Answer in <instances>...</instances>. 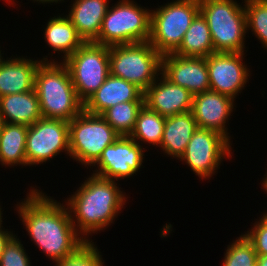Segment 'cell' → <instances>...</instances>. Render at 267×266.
Listing matches in <instances>:
<instances>
[{"label": "cell", "mask_w": 267, "mask_h": 266, "mask_svg": "<svg viewBox=\"0 0 267 266\" xmlns=\"http://www.w3.org/2000/svg\"><path fill=\"white\" fill-rule=\"evenodd\" d=\"M244 3L247 31L251 28L267 49V0H244Z\"/></svg>", "instance_id": "27"}, {"label": "cell", "mask_w": 267, "mask_h": 266, "mask_svg": "<svg viewBox=\"0 0 267 266\" xmlns=\"http://www.w3.org/2000/svg\"><path fill=\"white\" fill-rule=\"evenodd\" d=\"M34 89L43 118L70 122L84 109L63 62L42 61L35 73Z\"/></svg>", "instance_id": "3"}, {"label": "cell", "mask_w": 267, "mask_h": 266, "mask_svg": "<svg viewBox=\"0 0 267 266\" xmlns=\"http://www.w3.org/2000/svg\"><path fill=\"white\" fill-rule=\"evenodd\" d=\"M214 53V45L206 19L199 12L192 20L183 41L174 54L184 57H208Z\"/></svg>", "instance_id": "24"}, {"label": "cell", "mask_w": 267, "mask_h": 266, "mask_svg": "<svg viewBox=\"0 0 267 266\" xmlns=\"http://www.w3.org/2000/svg\"><path fill=\"white\" fill-rule=\"evenodd\" d=\"M3 60H4V59H3V57H2L1 50H0V65H1V63H2Z\"/></svg>", "instance_id": "38"}, {"label": "cell", "mask_w": 267, "mask_h": 266, "mask_svg": "<svg viewBox=\"0 0 267 266\" xmlns=\"http://www.w3.org/2000/svg\"><path fill=\"white\" fill-rule=\"evenodd\" d=\"M227 248L222 266H256L258 255L244 234Z\"/></svg>", "instance_id": "28"}, {"label": "cell", "mask_w": 267, "mask_h": 266, "mask_svg": "<svg viewBox=\"0 0 267 266\" xmlns=\"http://www.w3.org/2000/svg\"><path fill=\"white\" fill-rule=\"evenodd\" d=\"M144 101V92L136 85L112 75L84 103V110L101 115L108 108L121 102Z\"/></svg>", "instance_id": "17"}, {"label": "cell", "mask_w": 267, "mask_h": 266, "mask_svg": "<svg viewBox=\"0 0 267 266\" xmlns=\"http://www.w3.org/2000/svg\"><path fill=\"white\" fill-rule=\"evenodd\" d=\"M44 32V39L49 47L64 54L63 61L84 43L67 15L50 18Z\"/></svg>", "instance_id": "22"}, {"label": "cell", "mask_w": 267, "mask_h": 266, "mask_svg": "<svg viewBox=\"0 0 267 266\" xmlns=\"http://www.w3.org/2000/svg\"><path fill=\"white\" fill-rule=\"evenodd\" d=\"M100 253L94 242L87 241L73 254L58 261L56 266H103L104 260Z\"/></svg>", "instance_id": "29"}, {"label": "cell", "mask_w": 267, "mask_h": 266, "mask_svg": "<svg viewBox=\"0 0 267 266\" xmlns=\"http://www.w3.org/2000/svg\"><path fill=\"white\" fill-rule=\"evenodd\" d=\"M230 144L231 142L222 134L198 128L179 159L185 161L195 175L209 179L224 158H232Z\"/></svg>", "instance_id": "10"}, {"label": "cell", "mask_w": 267, "mask_h": 266, "mask_svg": "<svg viewBox=\"0 0 267 266\" xmlns=\"http://www.w3.org/2000/svg\"><path fill=\"white\" fill-rule=\"evenodd\" d=\"M246 238L254 246L258 256L267 255V212L263 214L259 221L255 222L251 230L245 234Z\"/></svg>", "instance_id": "31"}, {"label": "cell", "mask_w": 267, "mask_h": 266, "mask_svg": "<svg viewBox=\"0 0 267 266\" xmlns=\"http://www.w3.org/2000/svg\"><path fill=\"white\" fill-rule=\"evenodd\" d=\"M244 52H214L206 57L210 90L234 100L248 82L249 70L242 61ZM239 92V93H238Z\"/></svg>", "instance_id": "13"}, {"label": "cell", "mask_w": 267, "mask_h": 266, "mask_svg": "<svg viewBox=\"0 0 267 266\" xmlns=\"http://www.w3.org/2000/svg\"><path fill=\"white\" fill-rule=\"evenodd\" d=\"M256 266H267V255L258 256Z\"/></svg>", "instance_id": "33"}, {"label": "cell", "mask_w": 267, "mask_h": 266, "mask_svg": "<svg viewBox=\"0 0 267 266\" xmlns=\"http://www.w3.org/2000/svg\"><path fill=\"white\" fill-rule=\"evenodd\" d=\"M150 23L151 10L132 0H119L109 7L94 43L113 46L149 41Z\"/></svg>", "instance_id": "6"}, {"label": "cell", "mask_w": 267, "mask_h": 266, "mask_svg": "<svg viewBox=\"0 0 267 266\" xmlns=\"http://www.w3.org/2000/svg\"><path fill=\"white\" fill-rule=\"evenodd\" d=\"M69 70L79 100L84 104L110 75L109 46L84 42L62 61Z\"/></svg>", "instance_id": "9"}, {"label": "cell", "mask_w": 267, "mask_h": 266, "mask_svg": "<svg viewBox=\"0 0 267 266\" xmlns=\"http://www.w3.org/2000/svg\"><path fill=\"white\" fill-rule=\"evenodd\" d=\"M83 183L65 203L76 232L87 242L91 241L89 234L100 232L113 223L123 209L127 195L114 180L94 174Z\"/></svg>", "instance_id": "2"}, {"label": "cell", "mask_w": 267, "mask_h": 266, "mask_svg": "<svg viewBox=\"0 0 267 266\" xmlns=\"http://www.w3.org/2000/svg\"><path fill=\"white\" fill-rule=\"evenodd\" d=\"M3 124H4V121H3L2 117L0 116V133H1V130H2Z\"/></svg>", "instance_id": "37"}, {"label": "cell", "mask_w": 267, "mask_h": 266, "mask_svg": "<svg viewBox=\"0 0 267 266\" xmlns=\"http://www.w3.org/2000/svg\"><path fill=\"white\" fill-rule=\"evenodd\" d=\"M1 210H2V208H1V206H0V228L3 227V226H1V225H2V222H3V221H2V214H3V213H2Z\"/></svg>", "instance_id": "36"}, {"label": "cell", "mask_w": 267, "mask_h": 266, "mask_svg": "<svg viewBox=\"0 0 267 266\" xmlns=\"http://www.w3.org/2000/svg\"><path fill=\"white\" fill-rule=\"evenodd\" d=\"M42 61L49 60L44 57L38 61L23 56L4 58L0 65V97L33 90L35 73Z\"/></svg>", "instance_id": "18"}, {"label": "cell", "mask_w": 267, "mask_h": 266, "mask_svg": "<svg viewBox=\"0 0 267 266\" xmlns=\"http://www.w3.org/2000/svg\"><path fill=\"white\" fill-rule=\"evenodd\" d=\"M141 146L130 136H119L92 165L98 168L92 174L114 181L133 176L143 166L146 150Z\"/></svg>", "instance_id": "12"}, {"label": "cell", "mask_w": 267, "mask_h": 266, "mask_svg": "<svg viewBox=\"0 0 267 266\" xmlns=\"http://www.w3.org/2000/svg\"><path fill=\"white\" fill-rule=\"evenodd\" d=\"M158 7L151 10L149 43L161 55L174 53L199 13V0H175Z\"/></svg>", "instance_id": "7"}, {"label": "cell", "mask_w": 267, "mask_h": 266, "mask_svg": "<svg viewBox=\"0 0 267 266\" xmlns=\"http://www.w3.org/2000/svg\"><path fill=\"white\" fill-rule=\"evenodd\" d=\"M28 194L17 204V211L31 241L47 254L46 257L57 263L86 242L76 232L66 204L49 198L38 189L32 188Z\"/></svg>", "instance_id": "1"}, {"label": "cell", "mask_w": 267, "mask_h": 266, "mask_svg": "<svg viewBox=\"0 0 267 266\" xmlns=\"http://www.w3.org/2000/svg\"><path fill=\"white\" fill-rule=\"evenodd\" d=\"M192 99L187 89L172 83L162 73L144 91V105L164 117L191 111Z\"/></svg>", "instance_id": "16"}, {"label": "cell", "mask_w": 267, "mask_h": 266, "mask_svg": "<svg viewBox=\"0 0 267 266\" xmlns=\"http://www.w3.org/2000/svg\"><path fill=\"white\" fill-rule=\"evenodd\" d=\"M30 264L23 244L16 235H13L0 256V266H31Z\"/></svg>", "instance_id": "30"}, {"label": "cell", "mask_w": 267, "mask_h": 266, "mask_svg": "<svg viewBox=\"0 0 267 266\" xmlns=\"http://www.w3.org/2000/svg\"><path fill=\"white\" fill-rule=\"evenodd\" d=\"M7 230L8 229L3 230L2 227L0 228V256L2 252L4 251L6 243L14 235L13 233Z\"/></svg>", "instance_id": "32"}, {"label": "cell", "mask_w": 267, "mask_h": 266, "mask_svg": "<svg viewBox=\"0 0 267 266\" xmlns=\"http://www.w3.org/2000/svg\"><path fill=\"white\" fill-rule=\"evenodd\" d=\"M234 99L212 90L193 96L191 112L198 128L214 130L230 141L226 126L234 109Z\"/></svg>", "instance_id": "15"}, {"label": "cell", "mask_w": 267, "mask_h": 266, "mask_svg": "<svg viewBox=\"0 0 267 266\" xmlns=\"http://www.w3.org/2000/svg\"><path fill=\"white\" fill-rule=\"evenodd\" d=\"M28 126L4 123L0 133V163L2 166H27L26 140Z\"/></svg>", "instance_id": "23"}, {"label": "cell", "mask_w": 267, "mask_h": 266, "mask_svg": "<svg viewBox=\"0 0 267 266\" xmlns=\"http://www.w3.org/2000/svg\"><path fill=\"white\" fill-rule=\"evenodd\" d=\"M197 129L191 111L166 117L160 148L179 160Z\"/></svg>", "instance_id": "21"}, {"label": "cell", "mask_w": 267, "mask_h": 266, "mask_svg": "<svg viewBox=\"0 0 267 266\" xmlns=\"http://www.w3.org/2000/svg\"><path fill=\"white\" fill-rule=\"evenodd\" d=\"M161 73L193 96L210 90L206 57H184L174 53L162 55Z\"/></svg>", "instance_id": "14"}, {"label": "cell", "mask_w": 267, "mask_h": 266, "mask_svg": "<svg viewBox=\"0 0 267 266\" xmlns=\"http://www.w3.org/2000/svg\"><path fill=\"white\" fill-rule=\"evenodd\" d=\"M199 12L209 26L214 52H244L246 14L236 0H199Z\"/></svg>", "instance_id": "4"}, {"label": "cell", "mask_w": 267, "mask_h": 266, "mask_svg": "<svg viewBox=\"0 0 267 266\" xmlns=\"http://www.w3.org/2000/svg\"><path fill=\"white\" fill-rule=\"evenodd\" d=\"M119 136L101 115L83 109L69 122L70 158L91 167Z\"/></svg>", "instance_id": "8"}, {"label": "cell", "mask_w": 267, "mask_h": 266, "mask_svg": "<svg viewBox=\"0 0 267 266\" xmlns=\"http://www.w3.org/2000/svg\"><path fill=\"white\" fill-rule=\"evenodd\" d=\"M166 117L148 109L145 105L139 111L134 130L130 137L137 142H146L147 144L160 147L164 131Z\"/></svg>", "instance_id": "25"}, {"label": "cell", "mask_w": 267, "mask_h": 266, "mask_svg": "<svg viewBox=\"0 0 267 266\" xmlns=\"http://www.w3.org/2000/svg\"><path fill=\"white\" fill-rule=\"evenodd\" d=\"M110 75L122 78L143 92L161 75L162 55L149 41L109 46Z\"/></svg>", "instance_id": "5"}, {"label": "cell", "mask_w": 267, "mask_h": 266, "mask_svg": "<svg viewBox=\"0 0 267 266\" xmlns=\"http://www.w3.org/2000/svg\"><path fill=\"white\" fill-rule=\"evenodd\" d=\"M0 116L4 123L26 126L43 118L35 89L0 97Z\"/></svg>", "instance_id": "20"}, {"label": "cell", "mask_w": 267, "mask_h": 266, "mask_svg": "<svg viewBox=\"0 0 267 266\" xmlns=\"http://www.w3.org/2000/svg\"><path fill=\"white\" fill-rule=\"evenodd\" d=\"M143 106L144 101L121 102L105 110L101 116L120 136H130Z\"/></svg>", "instance_id": "26"}, {"label": "cell", "mask_w": 267, "mask_h": 266, "mask_svg": "<svg viewBox=\"0 0 267 266\" xmlns=\"http://www.w3.org/2000/svg\"><path fill=\"white\" fill-rule=\"evenodd\" d=\"M34 2L36 1V2H38V3H43V4H45V3H58V2H60V1H63L64 2V0H33Z\"/></svg>", "instance_id": "34"}, {"label": "cell", "mask_w": 267, "mask_h": 266, "mask_svg": "<svg viewBox=\"0 0 267 266\" xmlns=\"http://www.w3.org/2000/svg\"><path fill=\"white\" fill-rule=\"evenodd\" d=\"M68 17L84 42H94L109 9L108 0H75Z\"/></svg>", "instance_id": "19"}, {"label": "cell", "mask_w": 267, "mask_h": 266, "mask_svg": "<svg viewBox=\"0 0 267 266\" xmlns=\"http://www.w3.org/2000/svg\"><path fill=\"white\" fill-rule=\"evenodd\" d=\"M264 176H266V177L263 178L264 180L262 182V187L267 193V172H266V174Z\"/></svg>", "instance_id": "35"}, {"label": "cell", "mask_w": 267, "mask_h": 266, "mask_svg": "<svg viewBox=\"0 0 267 266\" xmlns=\"http://www.w3.org/2000/svg\"><path fill=\"white\" fill-rule=\"evenodd\" d=\"M69 150V122L61 119L41 118L28 126L26 162L28 166L42 164L60 152Z\"/></svg>", "instance_id": "11"}]
</instances>
